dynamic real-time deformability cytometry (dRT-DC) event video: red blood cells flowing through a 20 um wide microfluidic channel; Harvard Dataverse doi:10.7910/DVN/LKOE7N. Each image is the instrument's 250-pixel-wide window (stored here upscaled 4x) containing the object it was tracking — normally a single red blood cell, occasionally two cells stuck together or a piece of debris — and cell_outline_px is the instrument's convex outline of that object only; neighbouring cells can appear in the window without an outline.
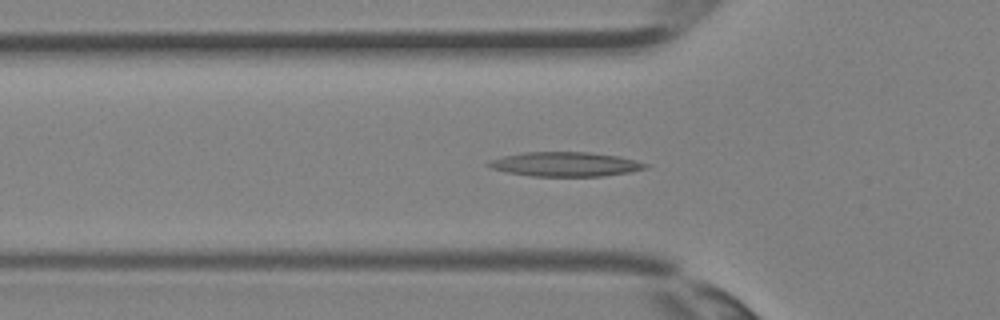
{"species": "Egyptian fruit bat (a non-hibernating species)", "species_latin": "Rousettus aegyptiacus", "temperature_condition": "room temperature", "stored_images_in_passage": 34, "camera_frame_rate_fps": 3000, "um_per_image_px": 0.085, "animal": {"sex": "female"}, "frame": {"image": 1, "passage_image": 12, "time_ms": 3.667, "image_size_px": [1000, 320], "cell_outline_px": [[652, 164], [648, 168], [632, 172], [604, 176], [532, 176], [508, 172], [492, 168], [488, 164], [488, 160], [520, 152], [588, 152], [616, 156], [636, 160]], "centroid_in_image_um": [48.12, 13.96], "position_along_channel_um": 77.7, "area_um2": 22.37}}
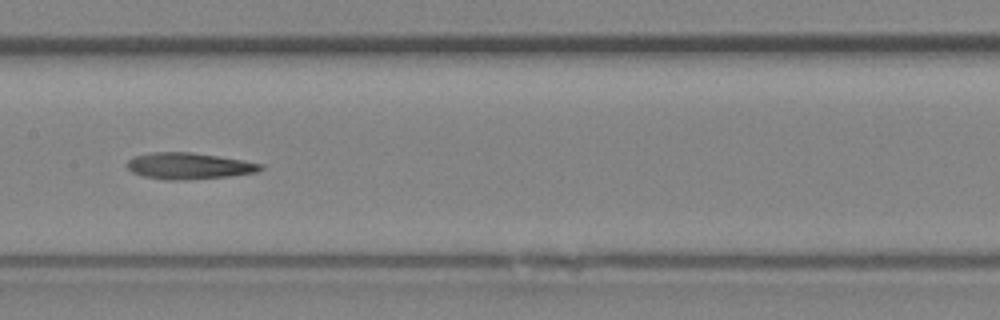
{"frame": {"image": 2, "passage_image": 18, "time_ms": 5.667, "image_size_px": [1000, 320], "cell_outline_px": [[264, 168], [256, 172], [228, 176], [184, 180], [168, 180], [144, 176], [132, 172], [124, 164], [132, 156], [152, 152], [188, 152], [216, 156], [264, 164]], "centroid_in_image_um": [16.0, 14.1], "position_along_channel_um": 191.4, "area_um2": 20.4}}
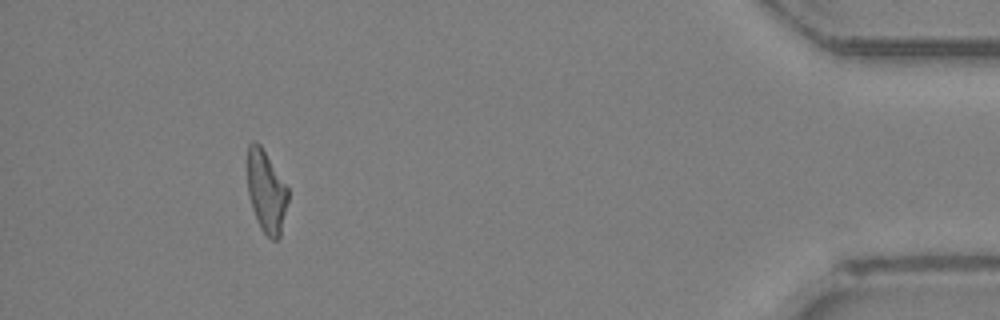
{"frame": {"image": 3, "passage_image": 33, "time_ms": 10.667, "image_size_px": [1000, 320], "cell_outline_px": [[288, 200], [280, 240], [272, 240], [260, 228], [256, 220], [248, 196], [248, 144], [252, 140], [256, 140], [260, 144], [288, 188]], "centroid_in_image_um": [22.63, 16.31], "position_along_channel_um": 412.6, "area_um2": 19.54}}